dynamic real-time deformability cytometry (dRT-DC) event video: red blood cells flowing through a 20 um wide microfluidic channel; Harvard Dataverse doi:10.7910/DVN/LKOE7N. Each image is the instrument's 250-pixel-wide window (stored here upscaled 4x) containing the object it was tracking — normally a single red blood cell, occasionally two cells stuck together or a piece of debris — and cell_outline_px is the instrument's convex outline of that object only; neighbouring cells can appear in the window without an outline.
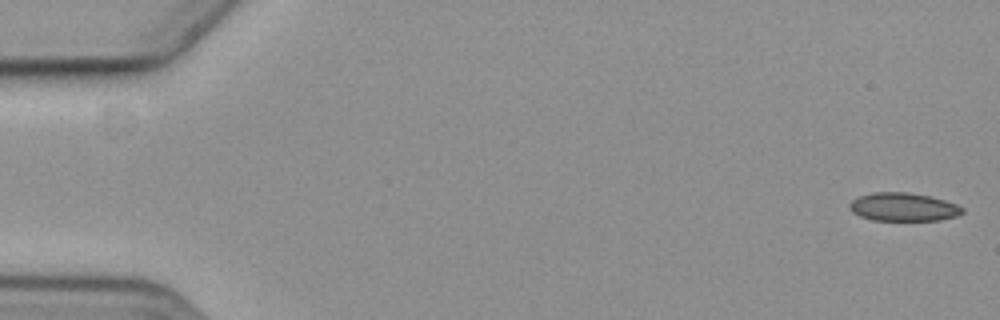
{"species": "common noctule bat (a hibernating species)", "species_latin": "Nyctalus noctula", "temperature_condition": "cold", "stored_images_in_passage": 9, "camera_frame_rate_fps": 3000, "um_per_image_px": 0.085, "animal": {"sex": "female", "body_mass_g": 19.3, "forearm_length_mm": 54.1}, "frame": {"image": 1, "passage_image": 1, "time_ms": 0.0, "image_size_px": [1000, 320], "cell_outline_px": [[964, 212], [956, 216], [940, 220], [872, 220], [860, 216], [852, 212], [852, 200], [860, 196], [872, 192], [908, 192], [928, 196], [944, 200], [956, 204], [964, 208]], "centroid_in_image_um": [76.81, 17.59], "position_along_channel_um": 8.2, "area_um2": 18.38}}
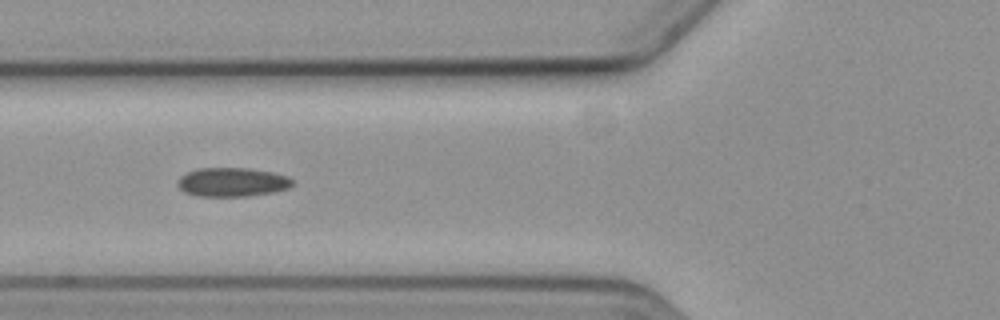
{"frame": {"image": 2, "passage_image": 7, "time_ms": 7.0, "image_size_px": [1000, 320], "cell_outline_px": [[296, 184], [288, 188], [276, 192], [248, 196], [196, 196], [184, 192], [176, 184], [180, 176], [196, 168], [248, 168], [272, 172], [288, 176], [296, 180]], "centroid_in_image_um": [19.78, 15.48], "position_along_channel_um": 106.0, "area_um2": 19.71}}
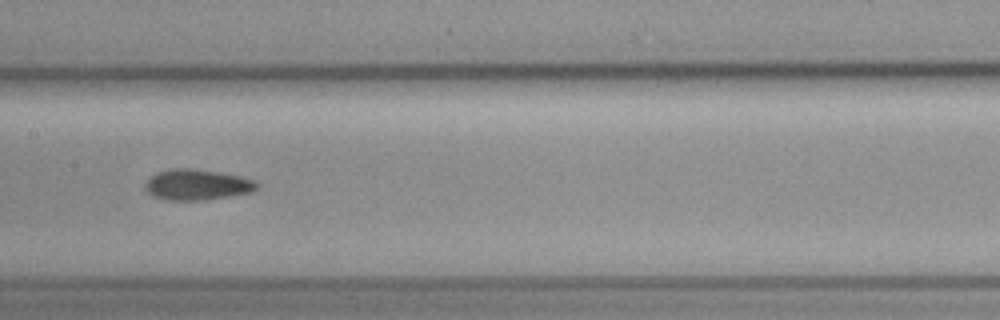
{"frame": {"image": 3, "passage_image": 9, "time_ms": 9.333, "image_size_px": [1000, 320], "cell_outline_px": [[260, 184], [252, 192], [204, 200], [164, 200], [152, 196], [144, 188], [144, 184], [156, 172], [172, 168], [192, 168], [220, 172], [240, 176], [252, 180]], "centroid_in_image_um": [16.72, 15.7], "position_along_channel_um": 190.7, "area_um2": 20.06}}